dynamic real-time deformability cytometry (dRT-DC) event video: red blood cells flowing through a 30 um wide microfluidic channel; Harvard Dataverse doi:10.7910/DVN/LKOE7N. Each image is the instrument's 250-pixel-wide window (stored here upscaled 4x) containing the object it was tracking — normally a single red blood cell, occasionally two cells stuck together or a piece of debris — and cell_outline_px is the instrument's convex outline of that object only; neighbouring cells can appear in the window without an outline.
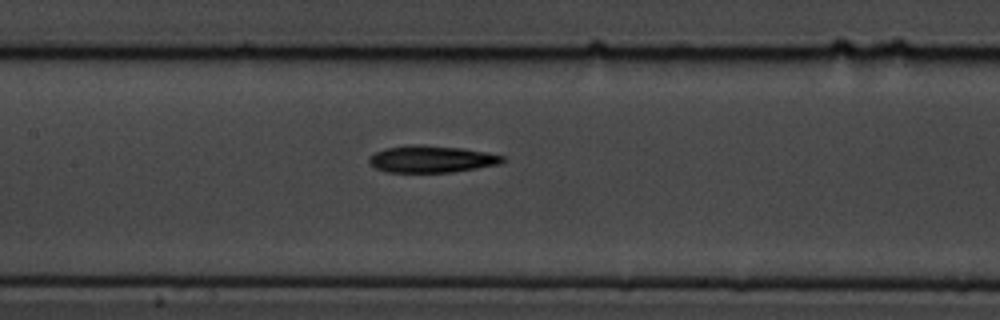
{"species": "common noctule bat (a hibernating species)", "species_latin": "Nyctalus noctula", "temperature_condition": "cold", "stored_images_in_passage": 9, "camera_frame_rate_fps": 3000, "um_per_image_px": 0.085, "animal": {"sex": "male", "body_mass_g": 19.5, "forearm_length_mm": 54.6}, "frame": {"image": 1, "passage_image": 9, "time_ms": 10.0, "image_size_px": [1000, 320], "cell_outline_px": [[504, 160], [500, 164], [452, 172], [384, 172], [376, 168], [368, 160], [368, 156], [384, 148], [412, 144], [416, 144], [460, 148], [488, 152], [504, 156]], "centroid_in_image_um": [36.66, 13.52], "position_along_channel_um": 170.7, "area_um2": 20.92}}